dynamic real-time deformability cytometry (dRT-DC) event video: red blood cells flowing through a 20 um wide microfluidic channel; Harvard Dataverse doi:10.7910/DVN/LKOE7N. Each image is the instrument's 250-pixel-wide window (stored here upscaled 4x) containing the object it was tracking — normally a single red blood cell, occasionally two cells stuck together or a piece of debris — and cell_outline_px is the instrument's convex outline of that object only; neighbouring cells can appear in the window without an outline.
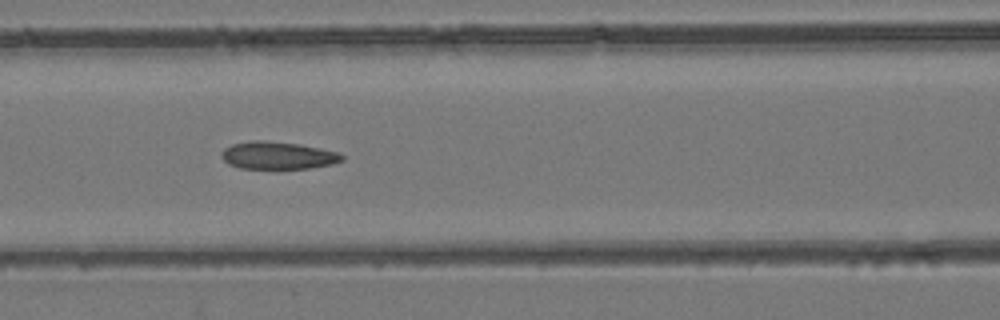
{"species": "common noctule bat (a hibernating species)", "species_latin": "Nyctalus noctula", "temperature_condition": "room temperature", "stored_images_in_passage": 9, "camera_frame_rate_fps": 3000, "um_per_image_px": 0.085, "animal": {"sex": "female", "body_mass_g": 24.6, "forearm_length_mm": 56.2}, "frame": {"image": 1, "passage_image": 7, "time_ms": 2.0, "image_size_px": [1000, 320], "cell_outline_px": [[344, 160], [332, 164], [312, 168], [276, 172], [240, 168], [228, 164], [220, 156], [220, 152], [224, 148], [232, 144], [252, 140], [264, 140], [300, 144], [340, 152], [344, 156]], "centroid_in_image_um": [23.61, 13.26], "position_along_channel_um": 143.0, "area_um2": 20.52}}
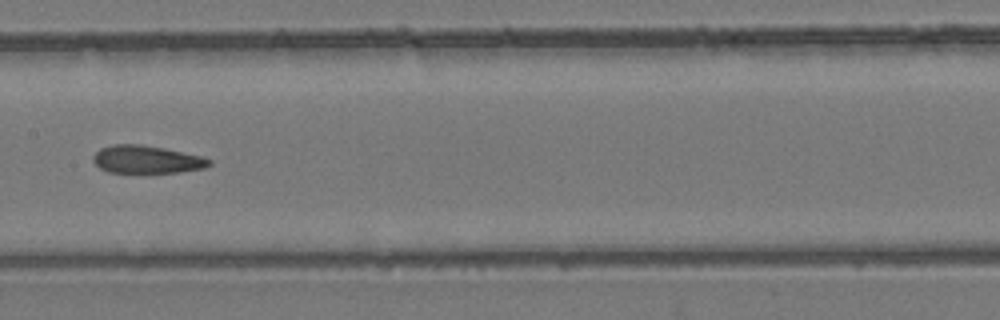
{"frame": {"image": 2, "passage_image": 8, "time_ms": 2.333, "image_size_px": [1000, 320], "cell_outline_px": [[212, 164], [204, 168], [180, 172], [108, 172], [100, 168], [92, 160], [92, 156], [100, 148], [112, 144], [140, 144], [164, 148], [200, 156], [212, 160]], "centroid_in_image_um": [12.45, 13.55], "position_along_channel_um": 195.0, "area_um2": 18.73}}
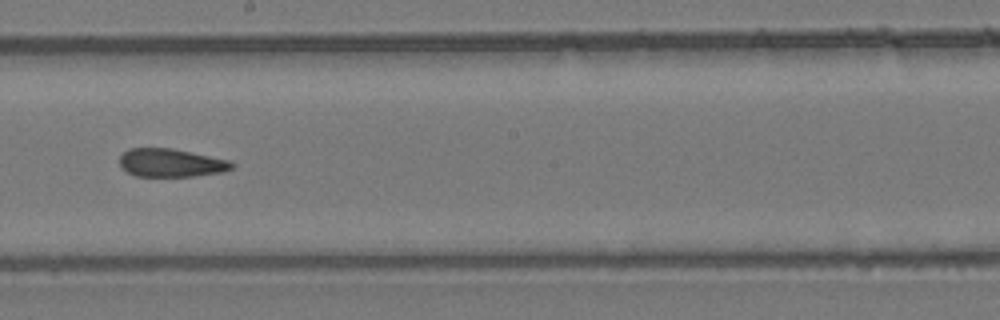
{"frame": {"image": 3, "passage_image": 9, "time_ms": 2.667, "image_size_px": [1000, 320], "cell_outline_px": [[236, 164], [232, 168], [224, 172], [192, 176], [136, 176], [128, 172], [120, 164], [120, 156], [128, 148], [172, 148], [228, 160]], "centroid_in_image_um": [14.54, 13.84], "position_along_channel_um": 233.7, "area_um2": 18.32}}